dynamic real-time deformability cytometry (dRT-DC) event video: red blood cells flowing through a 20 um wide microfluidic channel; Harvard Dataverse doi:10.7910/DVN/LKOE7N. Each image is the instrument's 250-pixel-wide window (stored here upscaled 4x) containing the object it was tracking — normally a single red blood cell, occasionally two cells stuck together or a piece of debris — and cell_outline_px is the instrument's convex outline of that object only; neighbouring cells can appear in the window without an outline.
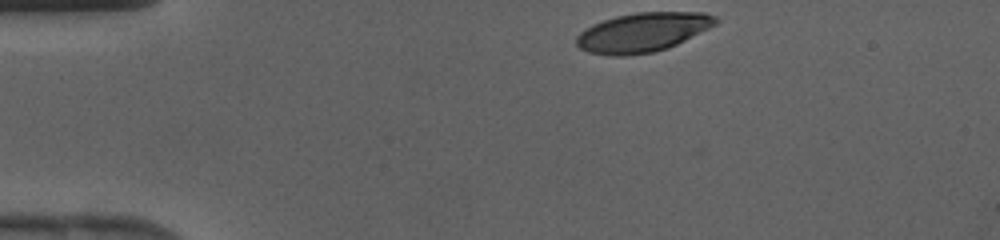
{"species": "human", "species_latin": "Homo sapiens", "temperature_condition": "cold", "stored_images_in_passage": 29, "camera_frame_rate_fps": 3000, "um_per_image_px": 0.085, "donor": {"sex": "female"}, "frame": {"image": 1, "passage_image": 1, "time_ms": 0.0, "image_size_px": [1000, 240], "cell_outline_px": [[720, 20], [716, 24], [668, 48], [652, 52], [628, 56], [612, 56], [588, 52], [580, 48], [576, 44], [576, 36], [580, 32], [592, 24], [616, 16], [636, 12], [704, 12], [716, 16]], "centroid_in_image_um": [54.61, 2.74], "position_along_channel_um": 30.4, "area_um2": 31.79}}
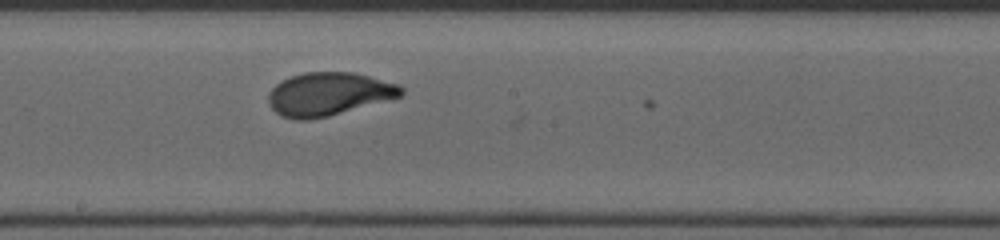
{"frame": {"image": 2, "passage_image": 17, "time_ms": 5.333, "image_size_px": [1000, 240], "cell_outline_px": [[404, 92], [400, 96], [328, 116], [308, 120], [296, 120], [280, 116], [268, 104], [268, 92], [276, 84], [292, 76], [304, 72], [352, 72], [400, 84], [404, 88]], "centroid_in_image_um": [27.91, 7.99], "position_along_channel_um": 220.3, "area_um2": 33.23}}
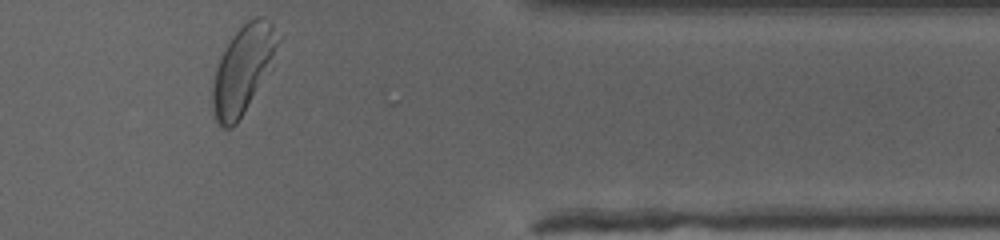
{"frame": {"image": 3, "passage_image": 29, "time_ms": 9.333, "image_size_px": [1000, 240], "cell_outline_px": [[280, 40], [272, 68], [236, 124], [232, 128], [220, 128], [216, 120], [212, 108], [212, 84], [216, 68], [220, 56], [224, 48], [232, 36], [248, 20], [256, 16], [264, 16], [272, 24]], "centroid_in_image_um": [20.66, 5.91], "position_along_channel_um": 390.7, "area_um2": 33.58}}